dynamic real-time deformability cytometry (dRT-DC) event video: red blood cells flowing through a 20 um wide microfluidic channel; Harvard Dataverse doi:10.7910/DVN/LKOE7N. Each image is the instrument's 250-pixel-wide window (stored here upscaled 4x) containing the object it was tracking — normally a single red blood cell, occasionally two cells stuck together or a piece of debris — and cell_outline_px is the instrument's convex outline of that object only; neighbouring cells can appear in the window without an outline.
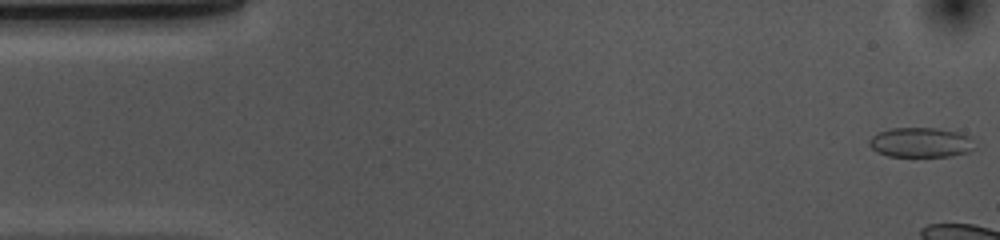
{"species": "common noctule bat (a hibernating species)", "species_latin": "Nyctalus noctula", "temperature_condition": "cold", "stored_images_in_passage": 8, "camera_frame_rate_fps": 3000, "um_per_image_px": 0.085, "animal": {"sex": "female", "body_mass_g": 10.0, "forearm_length_mm": 53.1}, "frame": {"image": 1, "passage_image": 1, "time_ms": 0.0, "image_size_px": [1000, 240], "cell_outline_px": [[976, 148], [968, 152], [952, 156], [888, 156], [876, 152], [868, 144], [868, 140], [872, 136], [880, 132], [892, 128], [936, 128], [956, 132], [968, 136]], "centroid_in_image_um": [78.24, 12.12], "position_along_channel_um": 6.8, "area_um2": 18.21}}